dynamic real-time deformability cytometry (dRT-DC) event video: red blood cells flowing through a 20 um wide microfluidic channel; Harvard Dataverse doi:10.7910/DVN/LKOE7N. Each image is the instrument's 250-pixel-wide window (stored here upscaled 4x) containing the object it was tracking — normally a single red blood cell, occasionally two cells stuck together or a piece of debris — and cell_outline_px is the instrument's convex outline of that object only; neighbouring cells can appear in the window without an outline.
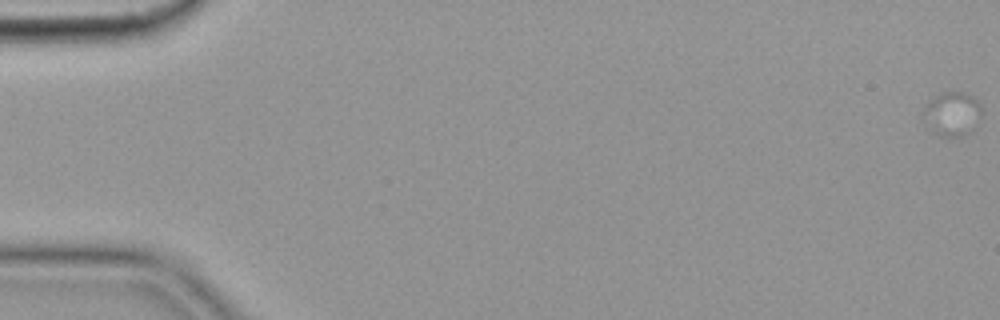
{"species": "common noctule bat (a hibernating species)", "species_latin": "Nyctalus noctula", "temperature_condition": "cold", "stored_images_in_passage": 9, "camera_frame_rate_fps": 3000, "um_per_image_px": 0.085, "animal": {"sex": "female", "body_mass_g": 19.9}, "frame": {"image": 1, "passage_image": 1, "time_ms": 0.0, "image_size_px": [1000, 320], "cell_outline_px": [[980, 116], [972, 132], [964, 136], [940, 136], [924, 128], [924, 108], [936, 96], [944, 92], [960, 92], [976, 100], [980, 104]], "centroid_in_image_um": [80.9, 9.74], "position_along_channel_um": 4.1, "area_um2": 14.8}}